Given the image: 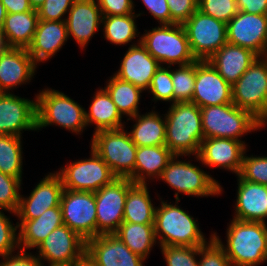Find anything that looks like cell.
<instances>
[{
	"mask_svg": "<svg viewBox=\"0 0 267 266\" xmlns=\"http://www.w3.org/2000/svg\"><path fill=\"white\" fill-rule=\"evenodd\" d=\"M102 12L97 0H76L65 17L68 37L85 48L102 24Z\"/></svg>",
	"mask_w": 267,
	"mask_h": 266,
	"instance_id": "23",
	"label": "cell"
},
{
	"mask_svg": "<svg viewBox=\"0 0 267 266\" xmlns=\"http://www.w3.org/2000/svg\"><path fill=\"white\" fill-rule=\"evenodd\" d=\"M43 264L77 263L86 254V240L66 225L54 229L37 247ZM44 259V260H43Z\"/></svg>",
	"mask_w": 267,
	"mask_h": 266,
	"instance_id": "14",
	"label": "cell"
},
{
	"mask_svg": "<svg viewBox=\"0 0 267 266\" xmlns=\"http://www.w3.org/2000/svg\"><path fill=\"white\" fill-rule=\"evenodd\" d=\"M191 103L199 108L232 103V85L207 60H196V80Z\"/></svg>",
	"mask_w": 267,
	"mask_h": 266,
	"instance_id": "17",
	"label": "cell"
},
{
	"mask_svg": "<svg viewBox=\"0 0 267 266\" xmlns=\"http://www.w3.org/2000/svg\"><path fill=\"white\" fill-rule=\"evenodd\" d=\"M131 119H134L136 123L133 125V129L128 133L132 142L137 147L165 145V114L163 119V116H160L159 113L152 110L143 115L139 113L133 117L127 118V120Z\"/></svg>",
	"mask_w": 267,
	"mask_h": 266,
	"instance_id": "31",
	"label": "cell"
},
{
	"mask_svg": "<svg viewBox=\"0 0 267 266\" xmlns=\"http://www.w3.org/2000/svg\"><path fill=\"white\" fill-rule=\"evenodd\" d=\"M91 102L89 111H85V121L87 126L96 125L94 133L124 128L123 116L104 88L96 91Z\"/></svg>",
	"mask_w": 267,
	"mask_h": 266,
	"instance_id": "30",
	"label": "cell"
},
{
	"mask_svg": "<svg viewBox=\"0 0 267 266\" xmlns=\"http://www.w3.org/2000/svg\"><path fill=\"white\" fill-rule=\"evenodd\" d=\"M86 254L99 266H143L145 261L114 234H103L88 239Z\"/></svg>",
	"mask_w": 267,
	"mask_h": 266,
	"instance_id": "20",
	"label": "cell"
},
{
	"mask_svg": "<svg viewBox=\"0 0 267 266\" xmlns=\"http://www.w3.org/2000/svg\"><path fill=\"white\" fill-rule=\"evenodd\" d=\"M68 38L65 21L39 20L33 41L27 50L34 62L40 64L55 56Z\"/></svg>",
	"mask_w": 267,
	"mask_h": 266,
	"instance_id": "25",
	"label": "cell"
},
{
	"mask_svg": "<svg viewBox=\"0 0 267 266\" xmlns=\"http://www.w3.org/2000/svg\"><path fill=\"white\" fill-rule=\"evenodd\" d=\"M159 24H171V14L166 0H141Z\"/></svg>",
	"mask_w": 267,
	"mask_h": 266,
	"instance_id": "49",
	"label": "cell"
},
{
	"mask_svg": "<svg viewBox=\"0 0 267 266\" xmlns=\"http://www.w3.org/2000/svg\"><path fill=\"white\" fill-rule=\"evenodd\" d=\"M38 21V12L35 9L7 14L0 32L6 46L27 49L33 41Z\"/></svg>",
	"mask_w": 267,
	"mask_h": 266,
	"instance_id": "28",
	"label": "cell"
},
{
	"mask_svg": "<svg viewBox=\"0 0 267 266\" xmlns=\"http://www.w3.org/2000/svg\"><path fill=\"white\" fill-rule=\"evenodd\" d=\"M196 80V61L172 70L174 103L191 102Z\"/></svg>",
	"mask_w": 267,
	"mask_h": 266,
	"instance_id": "37",
	"label": "cell"
},
{
	"mask_svg": "<svg viewBox=\"0 0 267 266\" xmlns=\"http://www.w3.org/2000/svg\"><path fill=\"white\" fill-rule=\"evenodd\" d=\"M134 183L128 178H115L94 192L96 202L97 236L114 234L123 222L128 189Z\"/></svg>",
	"mask_w": 267,
	"mask_h": 266,
	"instance_id": "12",
	"label": "cell"
},
{
	"mask_svg": "<svg viewBox=\"0 0 267 266\" xmlns=\"http://www.w3.org/2000/svg\"><path fill=\"white\" fill-rule=\"evenodd\" d=\"M232 103L262 124L267 121V56L258 57L232 85Z\"/></svg>",
	"mask_w": 267,
	"mask_h": 266,
	"instance_id": "9",
	"label": "cell"
},
{
	"mask_svg": "<svg viewBox=\"0 0 267 266\" xmlns=\"http://www.w3.org/2000/svg\"><path fill=\"white\" fill-rule=\"evenodd\" d=\"M210 241L199 246V266H231L230 260L225 254L221 244L210 235Z\"/></svg>",
	"mask_w": 267,
	"mask_h": 266,
	"instance_id": "43",
	"label": "cell"
},
{
	"mask_svg": "<svg viewBox=\"0 0 267 266\" xmlns=\"http://www.w3.org/2000/svg\"><path fill=\"white\" fill-rule=\"evenodd\" d=\"M76 0H45L37 9L39 20L65 21L64 15L68 14ZM63 17V18H62Z\"/></svg>",
	"mask_w": 267,
	"mask_h": 266,
	"instance_id": "45",
	"label": "cell"
},
{
	"mask_svg": "<svg viewBox=\"0 0 267 266\" xmlns=\"http://www.w3.org/2000/svg\"><path fill=\"white\" fill-rule=\"evenodd\" d=\"M227 42L267 56V14L238 11L227 23Z\"/></svg>",
	"mask_w": 267,
	"mask_h": 266,
	"instance_id": "15",
	"label": "cell"
},
{
	"mask_svg": "<svg viewBox=\"0 0 267 266\" xmlns=\"http://www.w3.org/2000/svg\"><path fill=\"white\" fill-rule=\"evenodd\" d=\"M165 119V145L169 150L177 156H197L204 140L200 108L191 102H176Z\"/></svg>",
	"mask_w": 267,
	"mask_h": 266,
	"instance_id": "2",
	"label": "cell"
},
{
	"mask_svg": "<svg viewBox=\"0 0 267 266\" xmlns=\"http://www.w3.org/2000/svg\"><path fill=\"white\" fill-rule=\"evenodd\" d=\"M170 14L171 24L183 25L198 9V0H166Z\"/></svg>",
	"mask_w": 267,
	"mask_h": 266,
	"instance_id": "46",
	"label": "cell"
},
{
	"mask_svg": "<svg viewBox=\"0 0 267 266\" xmlns=\"http://www.w3.org/2000/svg\"><path fill=\"white\" fill-rule=\"evenodd\" d=\"M247 150L245 141L231 138H208L201 142L197 162L208 167H218L239 175L243 156Z\"/></svg>",
	"mask_w": 267,
	"mask_h": 266,
	"instance_id": "18",
	"label": "cell"
},
{
	"mask_svg": "<svg viewBox=\"0 0 267 266\" xmlns=\"http://www.w3.org/2000/svg\"><path fill=\"white\" fill-rule=\"evenodd\" d=\"M64 190L60 176L49 173L31 191L30 196H20L16 212L18 220H33L42 215L47 209L60 206Z\"/></svg>",
	"mask_w": 267,
	"mask_h": 266,
	"instance_id": "19",
	"label": "cell"
},
{
	"mask_svg": "<svg viewBox=\"0 0 267 266\" xmlns=\"http://www.w3.org/2000/svg\"><path fill=\"white\" fill-rule=\"evenodd\" d=\"M48 266H77V263L70 264H47ZM42 266H45L44 264Z\"/></svg>",
	"mask_w": 267,
	"mask_h": 266,
	"instance_id": "56",
	"label": "cell"
},
{
	"mask_svg": "<svg viewBox=\"0 0 267 266\" xmlns=\"http://www.w3.org/2000/svg\"><path fill=\"white\" fill-rule=\"evenodd\" d=\"M90 153L89 159L71 162L56 171L64 189L96 192L117 178L92 148Z\"/></svg>",
	"mask_w": 267,
	"mask_h": 266,
	"instance_id": "11",
	"label": "cell"
},
{
	"mask_svg": "<svg viewBox=\"0 0 267 266\" xmlns=\"http://www.w3.org/2000/svg\"><path fill=\"white\" fill-rule=\"evenodd\" d=\"M147 91L153 95L152 101L174 103L171 66L166 67L163 65L156 70Z\"/></svg>",
	"mask_w": 267,
	"mask_h": 266,
	"instance_id": "39",
	"label": "cell"
},
{
	"mask_svg": "<svg viewBox=\"0 0 267 266\" xmlns=\"http://www.w3.org/2000/svg\"><path fill=\"white\" fill-rule=\"evenodd\" d=\"M258 57L247 48L227 42L207 61L228 83L233 85Z\"/></svg>",
	"mask_w": 267,
	"mask_h": 266,
	"instance_id": "26",
	"label": "cell"
},
{
	"mask_svg": "<svg viewBox=\"0 0 267 266\" xmlns=\"http://www.w3.org/2000/svg\"><path fill=\"white\" fill-rule=\"evenodd\" d=\"M77 266H99L87 254H85L78 262Z\"/></svg>",
	"mask_w": 267,
	"mask_h": 266,
	"instance_id": "52",
	"label": "cell"
},
{
	"mask_svg": "<svg viewBox=\"0 0 267 266\" xmlns=\"http://www.w3.org/2000/svg\"><path fill=\"white\" fill-rule=\"evenodd\" d=\"M238 189L234 219L264 222L267 218V186L237 177Z\"/></svg>",
	"mask_w": 267,
	"mask_h": 266,
	"instance_id": "24",
	"label": "cell"
},
{
	"mask_svg": "<svg viewBox=\"0 0 267 266\" xmlns=\"http://www.w3.org/2000/svg\"><path fill=\"white\" fill-rule=\"evenodd\" d=\"M179 157L173 156L159 178L177 191L174 194L176 200L180 201L179 193L196 197L218 196L222 193L223 188L218 180L190 161L179 160Z\"/></svg>",
	"mask_w": 267,
	"mask_h": 266,
	"instance_id": "8",
	"label": "cell"
},
{
	"mask_svg": "<svg viewBox=\"0 0 267 266\" xmlns=\"http://www.w3.org/2000/svg\"><path fill=\"white\" fill-rule=\"evenodd\" d=\"M154 218L155 236L160 246H201L207 241L193 216L175 204L160 200Z\"/></svg>",
	"mask_w": 267,
	"mask_h": 266,
	"instance_id": "3",
	"label": "cell"
},
{
	"mask_svg": "<svg viewBox=\"0 0 267 266\" xmlns=\"http://www.w3.org/2000/svg\"><path fill=\"white\" fill-rule=\"evenodd\" d=\"M267 223L232 219L227 228L226 245L217 233L231 266H258L267 261Z\"/></svg>",
	"mask_w": 267,
	"mask_h": 266,
	"instance_id": "1",
	"label": "cell"
},
{
	"mask_svg": "<svg viewBox=\"0 0 267 266\" xmlns=\"http://www.w3.org/2000/svg\"><path fill=\"white\" fill-rule=\"evenodd\" d=\"M142 13L129 15L103 16L102 26L104 38L111 44L125 45L139 36L136 18Z\"/></svg>",
	"mask_w": 267,
	"mask_h": 266,
	"instance_id": "35",
	"label": "cell"
},
{
	"mask_svg": "<svg viewBox=\"0 0 267 266\" xmlns=\"http://www.w3.org/2000/svg\"><path fill=\"white\" fill-rule=\"evenodd\" d=\"M22 181L0 171V210L16 216L19 207Z\"/></svg>",
	"mask_w": 267,
	"mask_h": 266,
	"instance_id": "38",
	"label": "cell"
},
{
	"mask_svg": "<svg viewBox=\"0 0 267 266\" xmlns=\"http://www.w3.org/2000/svg\"><path fill=\"white\" fill-rule=\"evenodd\" d=\"M37 64L25 48L6 47L0 53V91L10 90L31 82Z\"/></svg>",
	"mask_w": 267,
	"mask_h": 266,
	"instance_id": "22",
	"label": "cell"
},
{
	"mask_svg": "<svg viewBox=\"0 0 267 266\" xmlns=\"http://www.w3.org/2000/svg\"><path fill=\"white\" fill-rule=\"evenodd\" d=\"M198 10L226 24L238 13L236 0H198Z\"/></svg>",
	"mask_w": 267,
	"mask_h": 266,
	"instance_id": "42",
	"label": "cell"
},
{
	"mask_svg": "<svg viewBox=\"0 0 267 266\" xmlns=\"http://www.w3.org/2000/svg\"><path fill=\"white\" fill-rule=\"evenodd\" d=\"M102 16L129 15L135 13L133 0H97Z\"/></svg>",
	"mask_w": 267,
	"mask_h": 266,
	"instance_id": "47",
	"label": "cell"
},
{
	"mask_svg": "<svg viewBox=\"0 0 267 266\" xmlns=\"http://www.w3.org/2000/svg\"><path fill=\"white\" fill-rule=\"evenodd\" d=\"M21 137L0 134V171L22 181L23 151Z\"/></svg>",
	"mask_w": 267,
	"mask_h": 266,
	"instance_id": "36",
	"label": "cell"
},
{
	"mask_svg": "<svg viewBox=\"0 0 267 266\" xmlns=\"http://www.w3.org/2000/svg\"><path fill=\"white\" fill-rule=\"evenodd\" d=\"M148 184H133L127 193L123 222L154 224L156 206L151 202Z\"/></svg>",
	"mask_w": 267,
	"mask_h": 266,
	"instance_id": "32",
	"label": "cell"
},
{
	"mask_svg": "<svg viewBox=\"0 0 267 266\" xmlns=\"http://www.w3.org/2000/svg\"><path fill=\"white\" fill-rule=\"evenodd\" d=\"M7 14L9 13H23L31 11V7L28 0H1Z\"/></svg>",
	"mask_w": 267,
	"mask_h": 266,
	"instance_id": "51",
	"label": "cell"
},
{
	"mask_svg": "<svg viewBox=\"0 0 267 266\" xmlns=\"http://www.w3.org/2000/svg\"><path fill=\"white\" fill-rule=\"evenodd\" d=\"M19 248L22 250L35 249L56 228L63 225L61 207L47 209L42 215L33 220H20Z\"/></svg>",
	"mask_w": 267,
	"mask_h": 266,
	"instance_id": "27",
	"label": "cell"
},
{
	"mask_svg": "<svg viewBox=\"0 0 267 266\" xmlns=\"http://www.w3.org/2000/svg\"><path fill=\"white\" fill-rule=\"evenodd\" d=\"M140 42L160 66L187 65L196 61L183 25L160 24L152 30H145Z\"/></svg>",
	"mask_w": 267,
	"mask_h": 266,
	"instance_id": "6",
	"label": "cell"
},
{
	"mask_svg": "<svg viewBox=\"0 0 267 266\" xmlns=\"http://www.w3.org/2000/svg\"><path fill=\"white\" fill-rule=\"evenodd\" d=\"M91 148L110 167L118 178H128L134 183L137 146L124 128L93 133Z\"/></svg>",
	"mask_w": 267,
	"mask_h": 266,
	"instance_id": "7",
	"label": "cell"
},
{
	"mask_svg": "<svg viewBox=\"0 0 267 266\" xmlns=\"http://www.w3.org/2000/svg\"><path fill=\"white\" fill-rule=\"evenodd\" d=\"M106 83L104 89L108 92L122 116L126 115L130 118L139 114L138 105L143 92L142 89L130 82L119 79L114 74Z\"/></svg>",
	"mask_w": 267,
	"mask_h": 266,
	"instance_id": "34",
	"label": "cell"
},
{
	"mask_svg": "<svg viewBox=\"0 0 267 266\" xmlns=\"http://www.w3.org/2000/svg\"><path fill=\"white\" fill-rule=\"evenodd\" d=\"M238 11L251 14H267V0H236Z\"/></svg>",
	"mask_w": 267,
	"mask_h": 266,
	"instance_id": "50",
	"label": "cell"
},
{
	"mask_svg": "<svg viewBox=\"0 0 267 266\" xmlns=\"http://www.w3.org/2000/svg\"><path fill=\"white\" fill-rule=\"evenodd\" d=\"M173 156L166 145L137 147L134 183L147 184V178L159 180Z\"/></svg>",
	"mask_w": 267,
	"mask_h": 266,
	"instance_id": "29",
	"label": "cell"
},
{
	"mask_svg": "<svg viewBox=\"0 0 267 266\" xmlns=\"http://www.w3.org/2000/svg\"><path fill=\"white\" fill-rule=\"evenodd\" d=\"M85 111L63 92L45 88L36 95L37 130L55 124L81 135L87 127Z\"/></svg>",
	"mask_w": 267,
	"mask_h": 266,
	"instance_id": "4",
	"label": "cell"
},
{
	"mask_svg": "<svg viewBox=\"0 0 267 266\" xmlns=\"http://www.w3.org/2000/svg\"><path fill=\"white\" fill-rule=\"evenodd\" d=\"M190 50L205 61L227 43V24L196 10L183 24Z\"/></svg>",
	"mask_w": 267,
	"mask_h": 266,
	"instance_id": "10",
	"label": "cell"
},
{
	"mask_svg": "<svg viewBox=\"0 0 267 266\" xmlns=\"http://www.w3.org/2000/svg\"><path fill=\"white\" fill-rule=\"evenodd\" d=\"M17 254L11 253L2 256L0 266H42L43 263L32 253L26 252V250L19 249ZM14 254V255H13Z\"/></svg>",
	"mask_w": 267,
	"mask_h": 266,
	"instance_id": "48",
	"label": "cell"
},
{
	"mask_svg": "<svg viewBox=\"0 0 267 266\" xmlns=\"http://www.w3.org/2000/svg\"><path fill=\"white\" fill-rule=\"evenodd\" d=\"M159 67V62L148 53L139 38L137 44L130 45L114 75L146 91Z\"/></svg>",
	"mask_w": 267,
	"mask_h": 266,
	"instance_id": "21",
	"label": "cell"
},
{
	"mask_svg": "<svg viewBox=\"0 0 267 266\" xmlns=\"http://www.w3.org/2000/svg\"><path fill=\"white\" fill-rule=\"evenodd\" d=\"M31 7L35 10H37L44 2L45 0H28Z\"/></svg>",
	"mask_w": 267,
	"mask_h": 266,
	"instance_id": "54",
	"label": "cell"
},
{
	"mask_svg": "<svg viewBox=\"0 0 267 266\" xmlns=\"http://www.w3.org/2000/svg\"><path fill=\"white\" fill-rule=\"evenodd\" d=\"M204 139L240 137L263 128V124L250 112L233 103L200 108Z\"/></svg>",
	"mask_w": 267,
	"mask_h": 266,
	"instance_id": "5",
	"label": "cell"
},
{
	"mask_svg": "<svg viewBox=\"0 0 267 266\" xmlns=\"http://www.w3.org/2000/svg\"><path fill=\"white\" fill-rule=\"evenodd\" d=\"M133 253L148 258L152 247L158 243L154 224L122 222L114 233Z\"/></svg>",
	"mask_w": 267,
	"mask_h": 266,
	"instance_id": "33",
	"label": "cell"
},
{
	"mask_svg": "<svg viewBox=\"0 0 267 266\" xmlns=\"http://www.w3.org/2000/svg\"><path fill=\"white\" fill-rule=\"evenodd\" d=\"M167 266H199V246H160Z\"/></svg>",
	"mask_w": 267,
	"mask_h": 266,
	"instance_id": "40",
	"label": "cell"
},
{
	"mask_svg": "<svg viewBox=\"0 0 267 266\" xmlns=\"http://www.w3.org/2000/svg\"><path fill=\"white\" fill-rule=\"evenodd\" d=\"M3 210H0V256L15 253L19 248V234L16 226L10 221Z\"/></svg>",
	"mask_w": 267,
	"mask_h": 266,
	"instance_id": "44",
	"label": "cell"
},
{
	"mask_svg": "<svg viewBox=\"0 0 267 266\" xmlns=\"http://www.w3.org/2000/svg\"><path fill=\"white\" fill-rule=\"evenodd\" d=\"M37 131L36 97L25 99L10 93L0 94V134L21 137L22 132Z\"/></svg>",
	"mask_w": 267,
	"mask_h": 266,
	"instance_id": "16",
	"label": "cell"
},
{
	"mask_svg": "<svg viewBox=\"0 0 267 266\" xmlns=\"http://www.w3.org/2000/svg\"><path fill=\"white\" fill-rule=\"evenodd\" d=\"M6 44H5V41H4V38L1 36L0 34V53L6 48Z\"/></svg>",
	"mask_w": 267,
	"mask_h": 266,
	"instance_id": "55",
	"label": "cell"
},
{
	"mask_svg": "<svg viewBox=\"0 0 267 266\" xmlns=\"http://www.w3.org/2000/svg\"><path fill=\"white\" fill-rule=\"evenodd\" d=\"M243 156L239 176L246 181L267 186V156Z\"/></svg>",
	"mask_w": 267,
	"mask_h": 266,
	"instance_id": "41",
	"label": "cell"
},
{
	"mask_svg": "<svg viewBox=\"0 0 267 266\" xmlns=\"http://www.w3.org/2000/svg\"><path fill=\"white\" fill-rule=\"evenodd\" d=\"M6 15H7V12L5 10V7H4L3 3L0 0V32H1L2 28H3Z\"/></svg>",
	"mask_w": 267,
	"mask_h": 266,
	"instance_id": "53",
	"label": "cell"
},
{
	"mask_svg": "<svg viewBox=\"0 0 267 266\" xmlns=\"http://www.w3.org/2000/svg\"><path fill=\"white\" fill-rule=\"evenodd\" d=\"M60 207L64 225L86 241L97 236L94 192L64 189Z\"/></svg>",
	"mask_w": 267,
	"mask_h": 266,
	"instance_id": "13",
	"label": "cell"
}]
</instances>
